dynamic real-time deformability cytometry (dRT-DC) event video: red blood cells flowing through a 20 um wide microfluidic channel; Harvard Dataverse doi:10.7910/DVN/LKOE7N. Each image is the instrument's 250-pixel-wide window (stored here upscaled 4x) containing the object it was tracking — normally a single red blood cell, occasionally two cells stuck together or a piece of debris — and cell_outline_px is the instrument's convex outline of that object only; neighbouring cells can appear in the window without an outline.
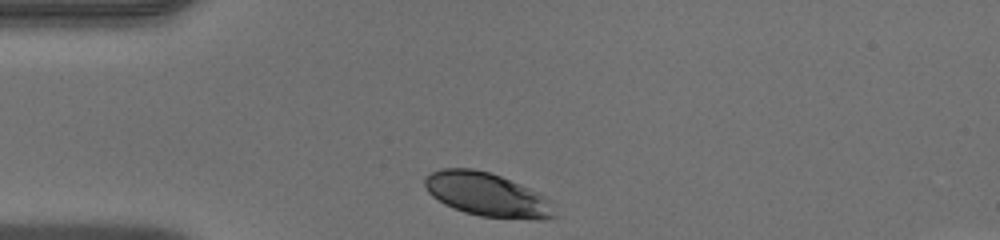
{"species": "human", "species_latin": "Homo sapiens", "temperature_condition": "warm", "stored_images_in_passage": 28, "camera_frame_rate_fps": 3000, "um_per_image_px": 0.085, "donor": {"sex": "male"}, "frame": {"image": 1, "passage_image": 1, "time_ms": 0.0, "image_size_px": [1000, 240], "cell_outline_px": [[556, 216], [544, 220], [536, 220], [480, 216], [464, 212], [452, 208], [444, 204], [432, 196], [428, 192], [424, 184], [424, 180], [432, 172], [444, 168], [472, 168], [488, 172], [500, 176], [520, 184], [544, 196]], "centroid_in_image_um": [41.36, 16.55], "position_along_channel_um": 43.6, "area_um2": 32.6}}
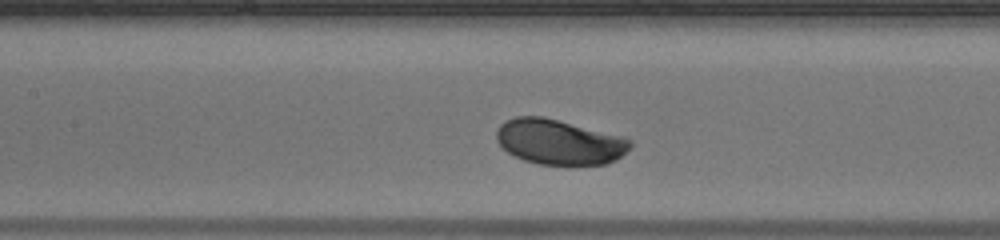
{"frame": {"image": 2, "passage_image": 11, "time_ms": 3.333, "image_size_px": [1000, 240], "cell_outline_px": [[632, 144], [616, 160], [608, 164], [540, 164], [524, 160], [508, 152], [496, 140], [496, 132], [500, 124], [504, 120], [516, 116], [544, 116], [624, 136], [632, 140]], "centroid_in_image_um": [47.53, 12.04], "position_along_channel_um": 159.9, "area_um2": 35.2}}
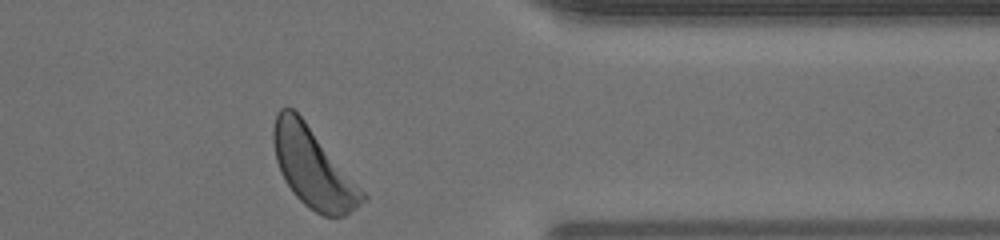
{"frame": {"image": 3, "passage_image": 28, "time_ms": 9.0, "image_size_px": [1000, 240], "cell_outline_px": [[368, 196], [356, 208], [344, 216], [324, 216], [308, 208], [292, 192], [284, 180], [280, 172], [276, 160], [272, 140], [272, 128], [276, 112], [280, 108], [292, 108], [304, 120]], "centroid_in_image_um": [26.57, 14.26], "position_along_channel_um": 384.8, "area_um2": 40.75}}